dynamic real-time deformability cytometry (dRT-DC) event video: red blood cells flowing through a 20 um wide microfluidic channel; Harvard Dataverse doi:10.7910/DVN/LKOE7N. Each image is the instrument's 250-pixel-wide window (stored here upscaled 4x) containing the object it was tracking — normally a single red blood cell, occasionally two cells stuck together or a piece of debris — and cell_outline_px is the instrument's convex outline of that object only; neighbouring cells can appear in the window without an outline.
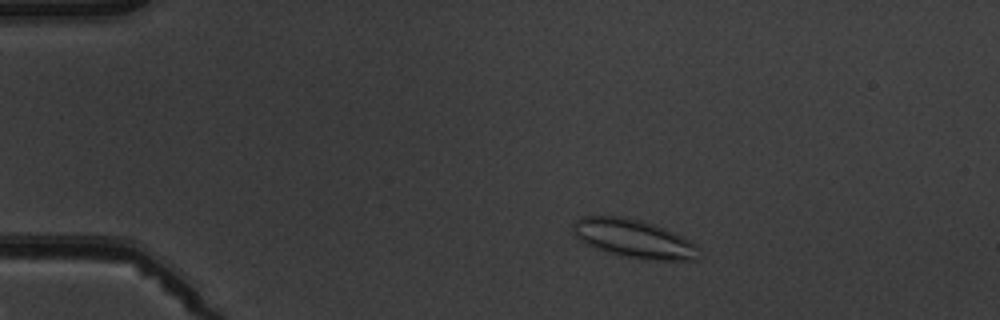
{"species": "common noctule bat (a hibernating species)", "species_latin": "Nyctalus noctula", "temperature_condition": "warm", "stored_images_in_passage": 5, "camera_frame_rate_fps": 3000, "um_per_image_px": 0.085, "animal": {"sex": "male", "body_mass_g": 19.5, "forearm_length_mm": 54.6}, "frame": {"image": 1, "passage_image": 2, "time_ms": 1.333, "image_size_px": [1000, 320], "cell_outline_px": [[700, 248], [696, 260], [644, 260], [620, 256], [584, 244], [572, 232], [572, 224], [580, 216], [620, 216], [640, 220], [664, 228], [696, 244]], "centroid_in_image_um": [53.83, 20.29], "position_along_channel_um": 31.2, "area_um2": 28.26}}
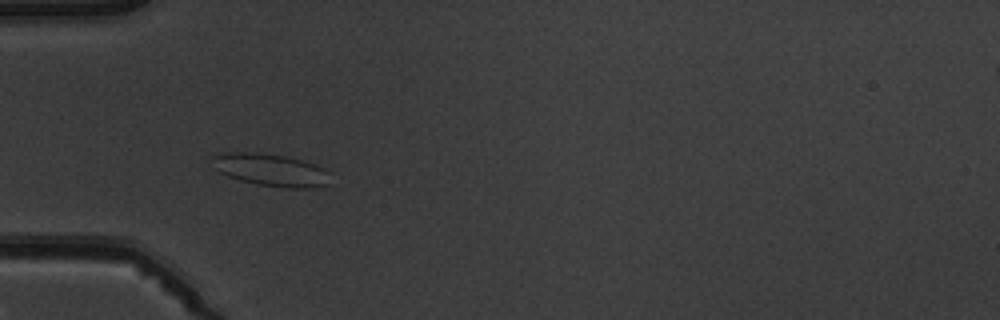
{"frame": {"image": 2, "passage_image": 4, "time_ms": 3.667, "image_size_px": [1000, 320], "cell_outline_px": [[328, 184], [308, 188], [284, 188], [256, 184], [240, 180], [216, 172], [212, 168], [208, 156], [224, 152], [256, 152], [284, 156], [300, 160], [324, 168], [328, 172]], "centroid_in_image_um": [22.88, 14.43], "position_along_channel_um": 62.1, "area_um2": 22.54}}
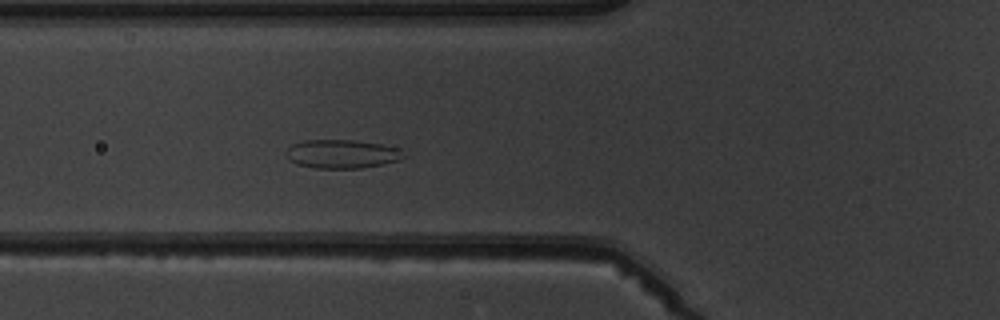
{"frame": {"image": 3, "passage_image": 5, "time_ms": 4.667, "image_size_px": [1000, 320], "cell_outline_px": [[408, 156], [400, 160], [360, 168], [316, 168], [296, 164], [288, 160], [284, 152], [292, 144], [304, 140], [352, 140], [380, 144], [396, 148]], "centroid_in_image_um": [29.01, 13.09], "position_along_channel_um": 96.8, "area_um2": 19.59}}